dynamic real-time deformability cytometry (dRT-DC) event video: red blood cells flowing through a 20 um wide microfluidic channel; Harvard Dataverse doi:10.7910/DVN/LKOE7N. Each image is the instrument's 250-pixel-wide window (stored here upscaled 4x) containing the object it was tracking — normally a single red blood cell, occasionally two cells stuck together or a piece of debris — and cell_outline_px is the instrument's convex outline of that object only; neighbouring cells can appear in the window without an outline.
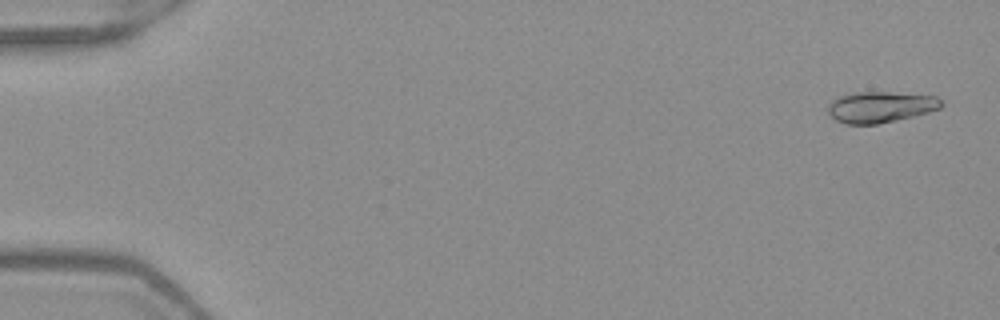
{"species": "Egyptian fruit bat (a non-hibernating species)", "species_latin": "Rousettus aegyptiacus", "temperature_condition": "warm", "stored_images_in_passage": 51, "camera_frame_rate_fps": 3000, "um_per_image_px": 0.085, "frame": {"image": 1, "passage_image": 2, "time_ms": 0.333, "image_size_px": [1000, 320], "cell_outline_px": [[944, 104], [940, 108], [928, 112], [896, 120], [876, 124], [844, 124], [836, 120], [828, 112], [828, 104], [832, 100], [840, 96], [856, 92], [888, 92], [936, 96]], "centroid_in_image_um": [74.82, 9.09], "position_along_channel_um": 10.2, "area_um2": 20.35}}
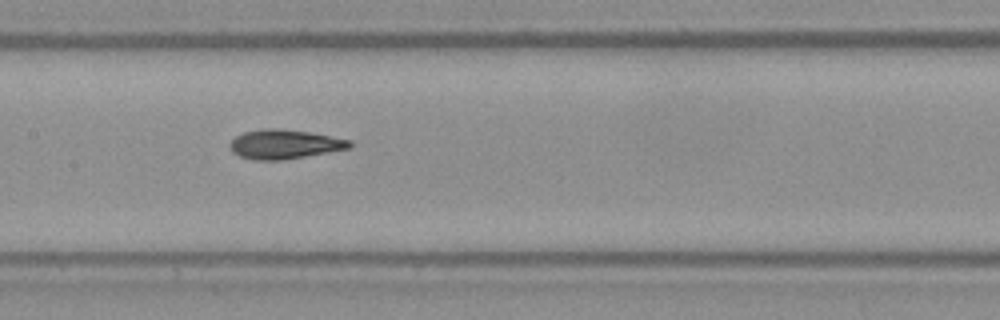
{"frame": {"image": 2, "passage_image": 26, "time_ms": 8.333, "image_size_px": [1000, 320], "cell_outline_px": [[352, 148], [280, 160], [252, 160], [240, 156], [232, 152], [228, 144], [236, 136], [244, 132], [264, 128], [280, 128], [308, 132], [352, 140]], "centroid_in_image_um": [24.17, 12.25], "position_along_channel_um": 183.2, "area_um2": 20.4}}
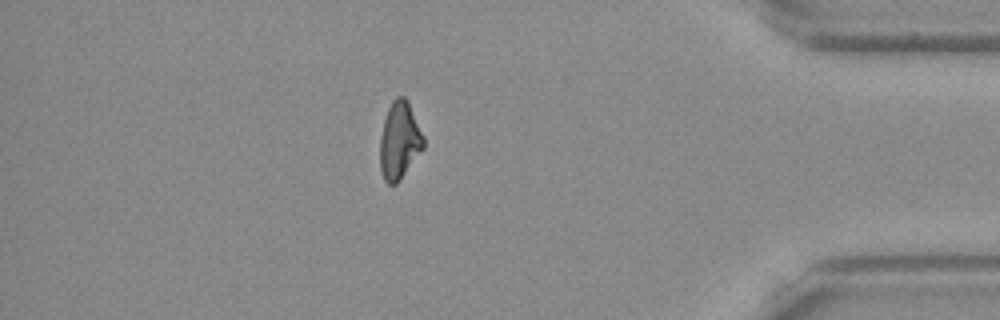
{"frame": {"image": 3, "passage_image": 45, "time_ms": 14.667, "image_size_px": [1000, 320], "cell_outline_px": [[424, 148], [400, 180], [396, 184], [388, 184], [384, 180], [380, 168], [380, 136], [384, 120], [388, 108], [392, 100], [396, 96], [404, 96], [408, 100], [424, 136]], "centroid_in_image_um": [33.96, 11.94], "position_along_channel_um": 401.2, "area_um2": 19.77}, "authors_computed_cell_mechanics": {"area_um2": 19.941, "velocity_mm_per_s": 4.0038, "shape_relaxation_time_tau1_ms": 5.079, "shape_relaxation_time_tau2_ms": 1.9803, "deformation_change_tau1": 0.1881, "deformation_change_tau2": 0.0799}}